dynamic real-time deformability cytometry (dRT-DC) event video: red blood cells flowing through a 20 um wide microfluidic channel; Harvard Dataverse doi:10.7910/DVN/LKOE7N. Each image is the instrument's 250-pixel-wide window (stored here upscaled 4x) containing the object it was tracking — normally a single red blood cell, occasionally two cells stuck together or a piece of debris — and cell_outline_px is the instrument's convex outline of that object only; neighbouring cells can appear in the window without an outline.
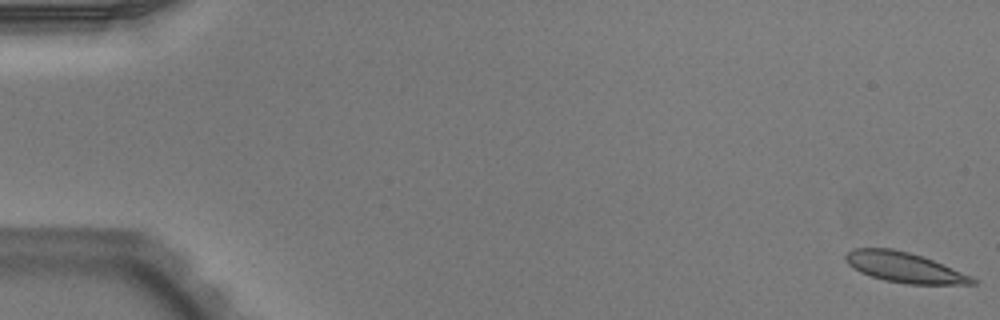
{"species": "Egyptian fruit bat (a non-hibernating species)", "species_latin": "Rousettus aegyptiacus", "temperature_condition": "warm", "stored_images_in_passage": 52, "camera_frame_rate_fps": 3000, "um_per_image_px": 0.085, "animal": {"sex": "male"}, "frame": {"image": 1, "passage_image": 1, "time_ms": 0.0, "image_size_px": [1000, 320], "cell_outline_px": [[976, 284], [908, 284], [884, 280], [860, 272], [852, 268], [844, 260], [844, 256], [852, 248], [892, 248], [908, 252], [932, 260], [972, 276], [976, 280]], "centroid_in_image_um": [76.83, 22.72], "position_along_channel_um": 8.2, "area_um2": 22.14}}
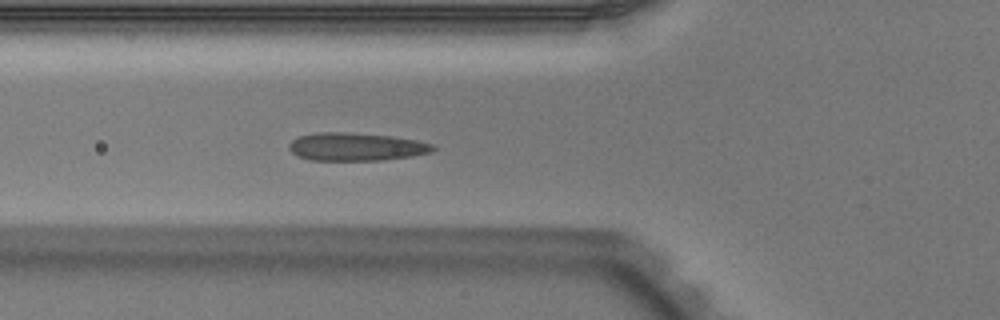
{"frame": {"image": 2, "passage_image": 20, "time_ms": 6.333, "image_size_px": [1000, 320], "cell_outline_px": [[436, 148], [432, 152], [412, 156], [380, 160], [308, 160], [292, 152], [288, 148], [288, 144], [292, 140], [300, 136], [316, 132], [344, 132], [392, 136], [416, 140], [436, 144]], "centroid_in_image_um": [30.29, 12.47], "position_along_channel_um": 95.5, "area_um2": 23.52}}
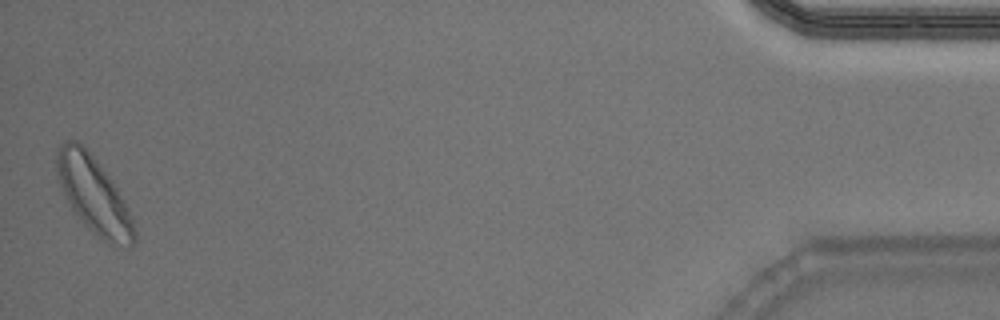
{"frame": {"image": 3, "passage_image": 52, "time_ms": 17.0, "image_size_px": [1000, 320], "cell_outline_px": [[136, 240], [132, 248], [124, 248], [108, 244], [100, 240], [84, 224], [72, 208], [56, 176], [56, 152], [60, 144], [68, 140], [76, 140], [84, 144], [112, 180], [132, 220], [136, 232]], "centroid_in_image_um": [7.97, 16.59], "position_along_channel_um": 427.2, "area_um2": 34.56}, "authors_computed_cell_mechanics": {"area_um2": 22.8599, "velocity_mm_per_s": 3.9013, "shape_relaxation_time_tau1_ms": 4.4027, "shape_relaxation_time_tau2_ms": 1.6561, "deformation_change_tau1": 0.1284, "deformation_change_tau2": 0.0589}}